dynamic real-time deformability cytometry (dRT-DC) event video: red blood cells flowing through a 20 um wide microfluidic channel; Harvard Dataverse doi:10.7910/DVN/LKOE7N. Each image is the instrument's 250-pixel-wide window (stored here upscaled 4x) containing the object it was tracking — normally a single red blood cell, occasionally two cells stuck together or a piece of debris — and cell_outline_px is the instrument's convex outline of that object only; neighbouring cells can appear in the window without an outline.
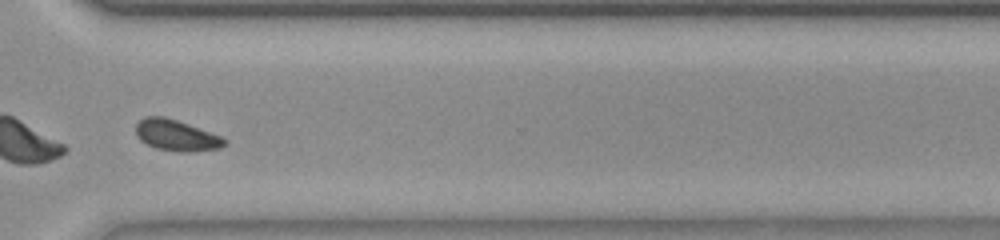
{"species": "common noctule bat (a hibernating species)", "species_latin": "Nyctalus noctula", "temperature_condition": "room temperature", "stored_images_in_passage": 50, "segment_of_instrument_passage": [2, 2], "camera_frame_rate_fps": 3000, "um_per_image_px": 0.085, "animal": {"sex": "female", "body_mass_g": 23.0, "forearm_length_mm": 53.4}, "frame": {"image": 1, "passage_image": 37, "time_ms": 12.0, "image_size_px": [1000, 240], "cell_outline_px": [[228, 144], [220, 148], [192, 152], [180, 152], [156, 148], [140, 140], [136, 136], [136, 124], [144, 116], [164, 116], [188, 124], [220, 136], [228, 140]], "centroid_in_image_um": [14.99, 11.51], "position_along_channel_um": 355.6, "area_um2": 16.07}}